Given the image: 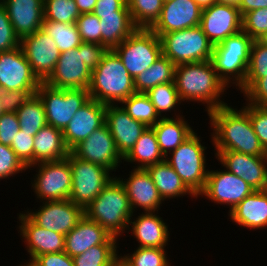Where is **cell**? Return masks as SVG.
I'll use <instances>...</instances> for the list:
<instances>
[{
    "instance_id": "obj_1",
    "label": "cell",
    "mask_w": 267,
    "mask_h": 266,
    "mask_svg": "<svg viewBox=\"0 0 267 266\" xmlns=\"http://www.w3.org/2000/svg\"><path fill=\"white\" fill-rule=\"evenodd\" d=\"M208 115L213 127L212 142L217 152L235 151L267 156V151L260 143L250 117L243 108L237 110L227 104L210 111Z\"/></svg>"
},
{
    "instance_id": "obj_2",
    "label": "cell",
    "mask_w": 267,
    "mask_h": 266,
    "mask_svg": "<svg viewBox=\"0 0 267 266\" xmlns=\"http://www.w3.org/2000/svg\"><path fill=\"white\" fill-rule=\"evenodd\" d=\"M174 82L181 102L206 103L207 113L227 105L220 95L228 87L218 77L211 60L176 65Z\"/></svg>"
},
{
    "instance_id": "obj_3",
    "label": "cell",
    "mask_w": 267,
    "mask_h": 266,
    "mask_svg": "<svg viewBox=\"0 0 267 266\" xmlns=\"http://www.w3.org/2000/svg\"><path fill=\"white\" fill-rule=\"evenodd\" d=\"M107 52L108 49L101 44L82 42L79 47L60 54L53 72L44 83L61 89H89L92 71Z\"/></svg>"
},
{
    "instance_id": "obj_4",
    "label": "cell",
    "mask_w": 267,
    "mask_h": 266,
    "mask_svg": "<svg viewBox=\"0 0 267 266\" xmlns=\"http://www.w3.org/2000/svg\"><path fill=\"white\" fill-rule=\"evenodd\" d=\"M88 91L91 99L105 105L120 104L136 93L134 79L113 50H108L92 71Z\"/></svg>"
},
{
    "instance_id": "obj_5",
    "label": "cell",
    "mask_w": 267,
    "mask_h": 266,
    "mask_svg": "<svg viewBox=\"0 0 267 266\" xmlns=\"http://www.w3.org/2000/svg\"><path fill=\"white\" fill-rule=\"evenodd\" d=\"M84 214L115 238L125 229L129 230V221L134 216L125 188L116 176L87 206Z\"/></svg>"
},
{
    "instance_id": "obj_6",
    "label": "cell",
    "mask_w": 267,
    "mask_h": 266,
    "mask_svg": "<svg viewBox=\"0 0 267 266\" xmlns=\"http://www.w3.org/2000/svg\"><path fill=\"white\" fill-rule=\"evenodd\" d=\"M252 42L253 39L241 30L214 45L211 62L226 86L233 83L240 88L244 84Z\"/></svg>"
},
{
    "instance_id": "obj_7",
    "label": "cell",
    "mask_w": 267,
    "mask_h": 266,
    "mask_svg": "<svg viewBox=\"0 0 267 266\" xmlns=\"http://www.w3.org/2000/svg\"><path fill=\"white\" fill-rule=\"evenodd\" d=\"M197 133L193 132L165 161L175 170L185 185L196 195L204 190L209 170L206 168L205 149Z\"/></svg>"
},
{
    "instance_id": "obj_8",
    "label": "cell",
    "mask_w": 267,
    "mask_h": 266,
    "mask_svg": "<svg viewBox=\"0 0 267 266\" xmlns=\"http://www.w3.org/2000/svg\"><path fill=\"white\" fill-rule=\"evenodd\" d=\"M162 54L175 65L211 60L214 45L200 26L164 33Z\"/></svg>"
},
{
    "instance_id": "obj_9",
    "label": "cell",
    "mask_w": 267,
    "mask_h": 266,
    "mask_svg": "<svg viewBox=\"0 0 267 266\" xmlns=\"http://www.w3.org/2000/svg\"><path fill=\"white\" fill-rule=\"evenodd\" d=\"M113 51L134 79L162 55L160 37L150 28H137Z\"/></svg>"
},
{
    "instance_id": "obj_10",
    "label": "cell",
    "mask_w": 267,
    "mask_h": 266,
    "mask_svg": "<svg viewBox=\"0 0 267 266\" xmlns=\"http://www.w3.org/2000/svg\"><path fill=\"white\" fill-rule=\"evenodd\" d=\"M36 94L43 102L47 124L62 131L91 99L88 89L54 88L44 82L40 83Z\"/></svg>"
},
{
    "instance_id": "obj_11",
    "label": "cell",
    "mask_w": 267,
    "mask_h": 266,
    "mask_svg": "<svg viewBox=\"0 0 267 266\" xmlns=\"http://www.w3.org/2000/svg\"><path fill=\"white\" fill-rule=\"evenodd\" d=\"M68 161L72 171V187L69 199L84 210L115 177L110 170L92 162L77 158L71 151Z\"/></svg>"
},
{
    "instance_id": "obj_12",
    "label": "cell",
    "mask_w": 267,
    "mask_h": 266,
    "mask_svg": "<svg viewBox=\"0 0 267 266\" xmlns=\"http://www.w3.org/2000/svg\"><path fill=\"white\" fill-rule=\"evenodd\" d=\"M38 174L31 183L40 201H55L69 199L72 187V171L68 156L57 161L40 162ZM36 179V180H35Z\"/></svg>"
},
{
    "instance_id": "obj_13",
    "label": "cell",
    "mask_w": 267,
    "mask_h": 266,
    "mask_svg": "<svg viewBox=\"0 0 267 266\" xmlns=\"http://www.w3.org/2000/svg\"><path fill=\"white\" fill-rule=\"evenodd\" d=\"M25 213L38 226L62 235L68 234L85 215L84 209L70 199L44 201L38 211Z\"/></svg>"
},
{
    "instance_id": "obj_14",
    "label": "cell",
    "mask_w": 267,
    "mask_h": 266,
    "mask_svg": "<svg viewBox=\"0 0 267 266\" xmlns=\"http://www.w3.org/2000/svg\"><path fill=\"white\" fill-rule=\"evenodd\" d=\"M213 45L242 30V16L237 6L214 3L202 9L199 25Z\"/></svg>"
},
{
    "instance_id": "obj_15",
    "label": "cell",
    "mask_w": 267,
    "mask_h": 266,
    "mask_svg": "<svg viewBox=\"0 0 267 266\" xmlns=\"http://www.w3.org/2000/svg\"><path fill=\"white\" fill-rule=\"evenodd\" d=\"M71 152L79 159L101 165L110 171H116L123 160L106 124L82 140Z\"/></svg>"
},
{
    "instance_id": "obj_16",
    "label": "cell",
    "mask_w": 267,
    "mask_h": 266,
    "mask_svg": "<svg viewBox=\"0 0 267 266\" xmlns=\"http://www.w3.org/2000/svg\"><path fill=\"white\" fill-rule=\"evenodd\" d=\"M20 47L33 73L44 82L53 72L61 54L54 40L39 29L20 39Z\"/></svg>"
},
{
    "instance_id": "obj_17",
    "label": "cell",
    "mask_w": 267,
    "mask_h": 266,
    "mask_svg": "<svg viewBox=\"0 0 267 266\" xmlns=\"http://www.w3.org/2000/svg\"><path fill=\"white\" fill-rule=\"evenodd\" d=\"M40 83L20 46L0 52L1 90H37Z\"/></svg>"
},
{
    "instance_id": "obj_18",
    "label": "cell",
    "mask_w": 267,
    "mask_h": 266,
    "mask_svg": "<svg viewBox=\"0 0 267 266\" xmlns=\"http://www.w3.org/2000/svg\"><path fill=\"white\" fill-rule=\"evenodd\" d=\"M253 191L255 190L247 182L228 170H211L208 172L206 186L199 196L204 195L218 204L230 205L231 211Z\"/></svg>"
},
{
    "instance_id": "obj_19",
    "label": "cell",
    "mask_w": 267,
    "mask_h": 266,
    "mask_svg": "<svg viewBox=\"0 0 267 266\" xmlns=\"http://www.w3.org/2000/svg\"><path fill=\"white\" fill-rule=\"evenodd\" d=\"M215 156L229 172L242 178L254 190L267 189V156L235 151L216 152Z\"/></svg>"
},
{
    "instance_id": "obj_20",
    "label": "cell",
    "mask_w": 267,
    "mask_h": 266,
    "mask_svg": "<svg viewBox=\"0 0 267 266\" xmlns=\"http://www.w3.org/2000/svg\"><path fill=\"white\" fill-rule=\"evenodd\" d=\"M202 9L193 0H169L163 3L160 17L150 27L159 37L168 32L200 25Z\"/></svg>"
},
{
    "instance_id": "obj_21",
    "label": "cell",
    "mask_w": 267,
    "mask_h": 266,
    "mask_svg": "<svg viewBox=\"0 0 267 266\" xmlns=\"http://www.w3.org/2000/svg\"><path fill=\"white\" fill-rule=\"evenodd\" d=\"M106 108L107 105L90 99L74 114L62 131L65 145L70 151L105 124Z\"/></svg>"
},
{
    "instance_id": "obj_22",
    "label": "cell",
    "mask_w": 267,
    "mask_h": 266,
    "mask_svg": "<svg viewBox=\"0 0 267 266\" xmlns=\"http://www.w3.org/2000/svg\"><path fill=\"white\" fill-rule=\"evenodd\" d=\"M105 124L109 128L120 155L124 158L133 148L147 126L134 120L129 114L115 104H108L105 111Z\"/></svg>"
},
{
    "instance_id": "obj_23",
    "label": "cell",
    "mask_w": 267,
    "mask_h": 266,
    "mask_svg": "<svg viewBox=\"0 0 267 266\" xmlns=\"http://www.w3.org/2000/svg\"><path fill=\"white\" fill-rule=\"evenodd\" d=\"M18 218L21 223L19 232L25 239L31 259L35 260L46 253L65 251V235L38 226L26 213H20Z\"/></svg>"
},
{
    "instance_id": "obj_24",
    "label": "cell",
    "mask_w": 267,
    "mask_h": 266,
    "mask_svg": "<svg viewBox=\"0 0 267 266\" xmlns=\"http://www.w3.org/2000/svg\"><path fill=\"white\" fill-rule=\"evenodd\" d=\"M117 179L125 188L133 212L137 207L143 208L145 212H158L163 199L146 169L134 168L127 181L119 177Z\"/></svg>"
},
{
    "instance_id": "obj_25",
    "label": "cell",
    "mask_w": 267,
    "mask_h": 266,
    "mask_svg": "<svg viewBox=\"0 0 267 266\" xmlns=\"http://www.w3.org/2000/svg\"><path fill=\"white\" fill-rule=\"evenodd\" d=\"M5 6L15 34L22 39L41 29L44 0H0Z\"/></svg>"
},
{
    "instance_id": "obj_26",
    "label": "cell",
    "mask_w": 267,
    "mask_h": 266,
    "mask_svg": "<svg viewBox=\"0 0 267 266\" xmlns=\"http://www.w3.org/2000/svg\"><path fill=\"white\" fill-rule=\"evenodd\" d=\"M102 226L84 215L77 225L65 235V253L71 258L80 255L92 246L103 243H117Z\"/></svg>"
},
{
    "instance_id": "obj_27",
    "label": "cell",
    "mask_w": 267,
    "mask_h": 266,
    "mask_svg": "<svg viewBox=\"0 0 267 266\" xmlns=\"http://www.w3.org/2000/svg\"><path fill=\"white\" fill-rule=\"evenodd\" d=\"M232 222L251 229L267 227V189L255 190L229 211Z\"/></svg>"
},
{
    "instance_id": "obj_28",
    "label": "cell",
    "mask_w": 267,
    "mask_h": 266,
    "mask_svg": "<svg viewBox=\"0 0 267 266\" xmlns=\"http://www.w3.org/2000/svg\"><path fill=\"white\" fill-rule=\"evenodd\" d=\"M130 224L131 233L140 243L139 247L165 249L169 240L168 226L155 212L142 213L134 221L130 220Z\"/></svg>"
},
{
    "instance_id": "obj_29",
    "label": "cell",
    "mask_w": 267,
    "mask_h": 266,
    "mask_svg": "<svg viewBox=\"0 0 267 266\" xmlns=\"http://www.w3.org/2000/svg\"><path fill=\"white\" fill-rule=\"evenodd\" d=\"M34 164L64 159L70 153L66 147L62 130L45 125L34 136Z\"/></svg>"
},
{
    "instance_id": "obj_30",
    "label": "cell",
    "mask_w": 267,
    "mask_h": 266,
    "mask_svg": "<svg viewBox=\"0 0 267 266\" xmlns=\"http://www.w3.org/2000/svg\"><path fill=\"white\" fill-rule=\"evenodd\" d=\"M184 116L176 115V118H161L154 126L159 149L164 157H168L169 152L174 151L182 144L194 130L190 127Z\"/></svg>"
},
{
    "instance_id": "obj_31",
    "label": "cell",
    "mask_w": 267,
    "mask_h": 266,
    "mask_svg": "<svg viewBox=\"0 0 267 266\" xmlns=\"http://www.w3.org/2000/svg\"><path fill=\"white\" fill-rule=\"evenodd\" d=\"M100 19L101 45L113 50L138 27L129 10H118L115 14L102 15Z\"/></svg>"
},
{
    "instance_id": "obj_32",
    "label": "cell",
    "mask_w": 267,
    "mask_h": 266,
    "mask_svg": "<svg viewBox=\"0 0 267 266\" xmlns=\"http://www.w3.org/2000/svg\"><path fill=\"white\" fill-rule=\"evenodd\" d=\"M146 170L163 201L167 198H178L187 194L197 198L165 160L148 166Z\"/></svg>"
},
{
    "instance_id": "obj_33",
    "label": "cell",
    "mask_w": 267,
    "mask_h": 266,
    "mask_svg": "<svg viewBox=\"0 0 267 266\" xmlns=\"http://www.w3.org/2000/svg\"><path fill=\"white\" fill-rule=\"evenodd\" d=\"M123 159V161L130 163H140L139 166L137 165V169H146L150 165L165 160V157L159 149L157 137L152 127H147Z\"/></svg>"
},
{
    "instance_id": "obj_34",
    "label": "cell",
    "mask_w": 267,
    "mask_h": 266,
    "mask_svg": "<svg viewBox=\"0 0 267 266\" xmlns=\"http://www.w3.org/2000/svg\"><path fill=\"white\" fill-rule=\"evenodd\" d=\"M175 66L162 54L154 64L134 78L136 93H146L159 84L174 82Z\"/></svg>"
},
{
    "instance_id": "obj_35",
    "label": "cell",
    "mask_w": 267,
    "mask_h": 266,
    "mask_svg": "<svg viewBox=\"0 0 267 266\" xmlns=\"http://www.w3.org/2000/svg\"><path fill=\"white\" fill-rule=\"evenodd\" d=\"M16 113L20 130L30 133V136H35L42 127L47 125L45 108L37 94L32 95Z\"/></svg>"
},
{
    "instance_id": "obj_36",
    "label": "cell",
    "mask_w": 267,
    "mask_h": 266,
    "mask_svg": "<svg viewBox=\"0 0 267 266\" xmlns=\"http://www.w3.org/2000/svg\"><path fill=\"white\" fill-rule=\"evenodd\" d=\"M41 29L54 40L60 53L77 48L82 43L76 23L44 20Z\"/></svg>"
},
{
    "instance_id": "obj_37",
    "label": "cell",
    "mask_w": 267,
    "mask_h": 266,
    "mask_svg": "<svg viewBox=\"0 0 267 266\" xmlns=\"http://www.w3.org/2000/svg\"><path fill=\"white\" fill-rule=\"evenodd\" d=\"M121 103L125 104L122 107L130 117L144 123L147 127L154 126L161 119L145 93H134Z\"/></svg>"
},
{
    "instance_id": "obj_38",
    "label": "cell",
    "mask_w": 267,
    "mask_h": 266,
    "mask_svg": "<svg viewBox=\"0 0 267 266\" xmlns=\"http://www.w3.org/2000/svg\"><path fill=\"white\" fill-rule=\"evenodd\" d=\"M116 243L92 246L84 253L73 257L74 266H115L119 258Z\"/></svg>"
},
{
    "instance_id": "obj_39",
    "label": "cell",
    "mask_w": 267,
    "mask_h": 266,
    "mask_svg": "<svg viewBox=\"0 0 267 266\" xmlns=\"http://www.w3.org/2000/svg\"><path fill=\"white\" fill-rule=\"evenodd\" d=\"M163 0H127L132 20L138 28H150L160 17Z\"/></svg>"
},
{
    "instance_id": "obj_40",
    "label": "cell",
    "mask_w": 267,
    "mask_h": 266,
    "mask_svg": "<svg viewBox=\"0 0 267 266\" xmlns=\"http://www.w3.org/2000/svg\"><path fill=\"white\" fill-rule=\"evenodd\" d=\"M145 94L149 97L160 118H165L166 116L161 113L169 112L175 109L178 103L181 104L175 82L159 84Z\"/></svg>"
},
{
    "instance_id": "obj_41",
    "label": "cell",
    "mask_w": 267,
    "mask_h": 266,
    "mask_svg": "<svg viewBox=\"0 0 267 266\" xmlns=\"http://www.w3.org/2000/svg\"><path fill=\"white\" fill-rule=\"evenodd\" d=\"M43 11L44 20L67 24L76 23L81 15L75 0H44Z\"/></svg>"
},
{
    "instance_id": "obj_42",
    "label": "cell",
    "mask_w": 267,
    "mask_h": 266,
    "mask_svg": "<svg viewBox=\"0 0 267 266\" xmlns=\"http://www.w3.org/2000/svg\"><path fill=\"white\" fill-rule=\"evenodd\" d=\"M166 255L164 248L138 247L133 254H124L120 258L128 266H170Z\"/></svg>"
},
{
    "instance_id": "obj_43",
    "label": "cell",
    "mask_w": 267,
    "mask_h": 266,
    "mask_svg": "<svg viewBox=\"0 0 267 266\" xmlns=\"http://www.w3.org/2000/svg\"><path fill=\"white\" fill-rule=\"evenodd\" d=\"M267 77V47L253 40L245 79Z\"/></svg>"
},
{
    "instance_id": "obj_44",
    "label": "cell",
    "mask_w": 267,
    "mask_h": 266,
    "mask_svg": "<svg viewBox=\"0 0 267 266\" xmlns=\"http://www.w3.org/2000/svg\"><path fill=\"white\" fill-rule=\"evenodd\" d=\"M242 30L253 40L267 31V8L249 11L242 16Z\"/></svg>"
},
{
    "instance_id": "obj_45",
    "label": "cell",
    "mask_w": 267,
    "mask_h": 266,
    "mask_svg": "<svg viewBox=\"0 0 267 266\" xmlns=\"http://www.w3.org/2000/svg\"><path fill=\"white\" fill-rule=\"evenodd\" d=\"M82 42L101 44L100 19L94 13H83L76 20Z\"/></svg>"
},
{
    "instance_id": "obj_46",
    "label": "cell",
    "mask_w": 267,
    "mask_h": 266,
    "mask_svg": "<svg viewBox=\"0 0 267 266\" xmlns=\"http://www.w3.org/2000/svg\"><path fill=\"white\" fill-rule=\"evenodd\" d=\"M239 90L248 98H246L247 103L255 106H267V77L245 79Z\"/></svg>"
},
{
    "instance_id": "obj_47",
    "label": "cell",
    "mask_w": 267,
    "mask_h": 266,
    "mask_svg": "<svg viewBox=\"0 0 267 266\" xmlns=\"http://www.w3.org/2000/svg\"><path fill=\"white\" fill-rule=\"evenodd\" d=\"M243 109L248 113L254 132L267 151V106L247 104Z\"/></svg>"
},
{
    "instance_id": "obj_48",
    "label": "cell",
    "mask_w": 267,
    "mask_h": 266,
    "mask_svg": "<svg viewBox=\"0 0 267 266\" xmlns=\"http://www.w3.org/2000/svg\"><path fill=\"white\" fill-rule=\"evenodd\" d=\"M20 46V38L15 34L5 6L0 1V52L10 51Z\"/></svg>"
},
{
    "instance_id": "obj_49",
    "label": "cell",
    "mask_w": 267,
    "mask_h": 266,
    "mask_svg": "<svg viewBox=\"0 0 267 266\" xmlns=\"http://www.w3.org/2000/svg\"><path fill=\"white\" fill-rule=\"evenodd\" d=\"M34 136L30 133L19 130L15 139L10 145L11 149L16 153L21 162L28 168L34 165Z\"/></svg>"
},
{
    "instance_id": "obj_50",
    "label": "cell",
    "mask_w": 267,
    "mask_h": 266,
    "mask_svg": "<svg viewBox=\"0 0 267 266\" xmlns=\"http://www.w3.org/2000/svg\"><path fill=\"white\" fill-rule=\"evenodd\" d=\"M28 169L10 146L0 143V179H6Z\"/></svg>"
},
{
    "instance_id": "obj_51",
    "label": "cell",
    "mask_w": 267,
    "mask_h": 266,
    "mask_svg": "<svg viewBox=\"0 0 267 266\" xmlns=\"http://www.w3.org/2000/svg\"><path fill=\"white\" fill-rule=\"evenodd\" d=\"M37 90H14V91H0V102L4 112H14L17 110L34 94Z\"/></svg>"
},
{
    "instance_id": "obj_52",
    "label": "cell",
    "mask_w": 267,
    "mask_h": 266,
    "mask_svg": "<svg viewBox=\"0 0 267 266\" xmlns=\"http://www.w3.org/2000/svg\"><path fill=\"white\" fill-rule=\"evenodd\" d=\"M20 130L17 113L4 112L0 116V143L10 146Z\"/></svg>"
},
{
    "instance_id": "obj_53",
    "label": "cell",
    "mask_w": 267,
    "mask_h": 266,
    "mask_svg": "<svg viewBox=\"0 0 267 266\" xmlns=\"http://www.w3.org/2000/svg\"><path fill=\"white\" fill-rule=\"evenodd\" d=\"M35 261L40 266H74L73 259L64 251L40 255Z\"/></svg>"
},
{
    "instance_id": "obj_54",
    "label": "cell",
    "mask_w": 267,
    "mask_h": 266,
    "mask_svg": "<svg viewBox=\"0 0 267 266\" xmlns=\"http://www.w3.org/2000/svg\"><path fill=\"white\" fill-rule=\"evenodd\" d=\"M118 10H129L127 0H97L93 13L102 17V15L115 14Z\"/></svg>"
},
{
    "instance_id": "obj_55",
    "label": "cell",
    "mask_w": 267,
    "mask_h": 266,
    "mask_svg": "<svg viewBox=\"0 0 267 266\" xmlns=\"http://www.w3.org/2000/svg\"><path fill=\"white\" fill-rule=\"evenodd\" d=\"M241 16L249 11L267 8V0H240L237 6Z\"/></svg>"
},
{
    "instance_id": "obj_56",
    "label": "cell",
    "mask_w": 267,
    "mask_h": 266,
    "mask_svg": "<svg viewBox=\"0 0 267 266\" xmlns=\"http://www.w3.org/2000/svg\"><path fill=\"white\" fill-rule=\"evenodd\" d=\"M80 14L93 13L97 0H75Z\"/></svg>"
},
{
    "instance_id": "obj_57",
    "label": "cell",
    "mask_w": 267,
    "mask_h": 266,
    "mask_svg": "<svg viewBox=\"0 0 267 266\" xmlns=\"http://www.w3.org/2000/svg\"><path fill=\"white\" fill-rule=\"evenodd\" d=\"M201 9L210 7L212 4L216 3V0H193Z\"/></svg>"
},
{
    "instance_id": "obj_58",
    "label": "cell",
    "mask_w": 267,
    "mask_h": 266,
    "mask_svg": "<svg viewBox=\"0 0 267 266\" xmlns=\"http://www.w3.org/2000/svg\"><path fill=\"white\" fill-rule=\"evenodd\" d=\"M216 2L238 6L240 3V0H216Z\"/></svg>"
},
{
    "instance_id": "obj_59",
    "label": "cell",
    "mask_w": 267,
    "mask_h": 266,
    "mask_svg": "<svg viewBox=\"0 0 267 266\" xmlns=\"http://www.w3.org/2000/svg\"><path fill=\"white\" fill-rule=\"evenodd\" d=\"M257 41L263 46L267 47V31L257 39Z\"/></svg>"
},
{
    "instance_id": "obj_60",
    "label": "cell",
    "mask_w": 267,
    "mask_h": 266,
    "mask_svg": "<svg viewBox=\"0 0 267 266\" xmlns=\"http://www.w3.org/2000/svg\"><path fill=\"white\" fill-rule=\"evenodd\" d=\"M20 266H40L34 259H30L29 263L25 265H20Z\"/></svg>"
},
{
    "instance_id": "obj_61",
    "label": "cell",
    "mask_w": 267,
    "mask_h": 266,
    "mask_svg": "<svg viewBox=\"0 0 267 266\" xmlns=\"http://www.w3.org/2000/svg\"><path fill=\"white\" fill-rule=\"evenodd\" d=\"M115 266H128L120 257L117 259Z\"/></svg>"
},
{
    "instance_id": "obj_62",
    "label": "cell",
    "mask_w": 267,
    "mask_h": 266,
    "mask_svg": "<svg viewBox=\"0 0 267 266\" xmlns=\"http://www.w3.org/2000/svg\"><path fill=\"white\" fill-rule=\"evenodd\" d=\"M3 113H4V111H3V107H2V104H1V102H0V116H1Z\"/></svg>"
}]
</instances>
